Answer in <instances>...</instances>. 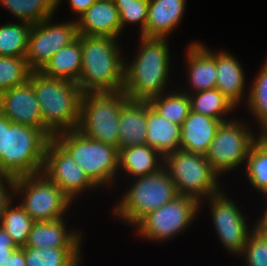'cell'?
<instances>
[{"instance_id": "obj_1", "label": "cell", "mask_w": 267, "mask_h": 266, "mask_svg": "<svg viewBox=\"0 0 267 266\" xmlns=\"http://www.w3.org/2000/svg\"><path fill=\"white\" fill-rule=\"evenodd\" d=\"M34 89L42 116L43 130L53 138L77 129L83 92L78 83L33 71L28 80Z\"/></svg>"}, {"instance_id": "obj_2", "label": "cell", "mask_w": 267, "mask_h": 266, "mask_svg": "<svg viewBox=\"0 0 267 266\" xmlns=\"http://www.w3.org/2000/svg\"><path fill=\"white\" fill-rule=\"evenodd\" d=\"M117 40L81 35L82 67L78 86L83 93L123 91L125 64Z\"/></svg>"}, {"instance_id": "obj_3", "label": "cell", "mask_w": 267, "mask_h": 266, "mask_svg": "<svg viewBox=\"0 0 267 266\" xmlns=\"http://www.w3.org/2000/svg\"><path fill=\"white\" fill-rule=\"evenodd\" d=\"M140 37L141 49L132 64L125 65L123 92L129 100L149 101L165 93L170 71L168 40Z\"/></svg>"}, {"instance_id": "obj_4", "label": "cell", "mask_w": 267, "mask_h": 266, "mask_svg": "<svg viewBox=\"0 0 267 266\" xmlns=\"http://www.w3.org/2000/svg\"><path fill=\"white\" fill-rule=\"evenodd\" d=\"M51 139L43 129L12 123L6 129L0 174L18 178L43 172L46 148Z\"/></svg>"}, {"instance_id": "obj_5", "label": "cell", "mask_w": 267, "mask_h": 266, "mask_svg": "<svg viewBox=\"0 0 267 266\" xmlns=\"http://www.w3.org/2000/svg\"><path fill=\"white\" fill-rule=\"evenodd\" d=\"M53 138L71 155L97 187L113 183L119 169L117 147L90 139L77 129L60 132Z\"/></svg>"}, {"instance_id": "obj_6", "label": "cell", "mask_w": 267, "mask_h": 266, "mask_svg": "<svg viewBox=\"0 0 267 266\" xmlns=\"http://www.w3.org/2000/svg\"><path fill=\"white\" fill-rule=\"evenodd\" d=\"M127 99L123 91L83 93L77 130L90 139L117 147L119 114Z\"/></svg>"}, {"instance_id": "obj_7", "label": "cell", "mask_w": 267, "mask_h": 266, "mask_svg": "<svg viewBox=\"0 0 267 266\" xmlns=\"http://www.w3.org/2000/svg\"><path fill=\"white\" fill-rule=\"evenodd\" d=\"M163 159V168L175 183L178 195L192 197L200 204L205 197L208 199L220 192L219 175L205 156L179 149Z\"/></svg>"}, {"instance_id": "obj_8", "label": "cell", "mask_w": 267, "mask_h": 266, "mask_svg": "<svg viewBox=\"0 0 267 266\" xmlns=\"http://www.w3.org/2000/svg\"><path fill=\"white\" fill-rule=\"evenodd\" d=\"M135 179L137 181H134L114 210L116 216L131 226L178 195L175 183L164 168L155 174Z\"/></svg>"}, {"instance_id": "obj_9", "label": "cell", "mask_w": 267, "mask_h": 266, "mask_svg": "<svg viewBox=\"0 0 267 266\" xmlns=\"http://www.w3.org/2000/svg\"><path fill=\"white\" fill-rule=\"evenodd\" d=\"M24 194L23 209L34 222L63 218L72 201L44 172L17 178L15 194Z\"/></svg>"}, {"instance_id": "obj_10", "label": "cell", "mask_w": 267, "mask_h": 266, "mask_svg": "<svg viewBox=\"0 0 267 266\" xmlns=\"http://www.w3.org/2000/svg\"><path fill=\"white\" fill-rule=\"evenodd\" d=\"M200 205L192 197L177 195L159 209L146 214L133 226L145 239L164 241L188 228Z\"/></svg>"}, {"instance_id": "obj_11", "label": "cell", "mask_w": 267, "mask_h": 266, "mask_svg": "<svg viewBox=\"0 0 267 266\" xmlns=\"http://www.w3.org/2000/svg\"><path fill=\"white\" fill-rule=\"evenodd\" d=\"M245 122L236 120L222 122L207 150L205 159L220 176L240 166L248 157L252 144L257 140Z\"/></svg>"}, {"instance_id": "obj_12", "label": "cell", "mask_w": 267, "mask_h": 266, "mask_svg": "<svg viewBox=\"0 0 267 266\" xmlns=\"http://www.w3.org/2000/svg\"><path fill=\"white\" fill-rule=\"evenodd\" d=\"M50 20L31 26L25 58L32 72L41 71L59 49L78 37L76 21L51 24Z\"/></svg>"}, {"instance_id": "obj_13", "label": "cell", "mask_w": 267, "mask_h": 266, "mask_svg": "<svg viewBox=\"0 0 267 266\" xmlns=\"http://www.w3.org/2000/svg\"><path fill=\"white\" fill-rule=\"evenodd\" d=\"M43 172L71 201L85 189L97 187L54 138L48 142L46 148Z\"/></svg>"}, {"instance_id": "obj_14", "label": "cell", "mask_w": 267, "mask_h": 266, "mask_svg": "<svg viewBox=\"0 0 267 266\" xmlns=\"http://www.w3.org/2000/svg\"><path fill=\"white\" fill-rule=\"evenodd\" d=\"M207 200L210 201L211 217L219 240L232 254H241L253 231L247 228L246 219L238 206L221 191L211 195Z\"/></svg>"}, {"instance_id": "obj_15", "label": "cell", "mask_w": 267, "mask_h": 266, "mask_svg": "<svg viewBox=\"0 0 267 266\" xmlns=\"http://www.w3.org/2000/svg\"><path fill=\"white\" fill-rule=\"evenodd\" d=\"M0 112L12 123L43 129L39 103L29 81L0 94Z\"/></svg>"}, {"instance_id": "obj_16", "label": "cell", "mask_w": 267, "mask_h": 266, "mask_svg": "<svg viewBox=\"0 0 267 266\" xmlns=\"http://www.w3.org/2000/svg\"><path fill=\"white\" fill-rule=\"evenodd\" d=\"M77 20L78 35L117 39L122 30L114 2L97 0Z\"/></svg>"}, {"instance_id": "obj_17", "label": "cell", "mask_w": 267, "mask_h": 266, "mask_svg": "<svg viewBox=\"0 0 267 266\" xmlns=\"http://www.w3.org/2000/svg\"><path fill=\"white\" fill-rule=\"evenodd\" d=\"M221 124V120L190 110L181 125L180 149L205 156Z\"/></svg>"}, {"instance_id": "obj_18", "label": "cell", "mask_w": 267, "mask_h": 266, "mask_svg": "<svg viewBox=\"0 0 267 266\" xmlns=\"http://www.w3.org/2000/svg\"><path fill=\"white\" fill-rule=\"evenodd\" d=\"M118 150L146 144L147 101L129 100L119 114Z\"/></svg>"}, {"instance_id": "obj_19", "label": "cell", "mask_w": 267, "mask_h": 266, "mask_svg": "<svg viewBox=\"0 0 267 266\" xmlns=\"http://www.w3.org/2000/svg\"><path fill=\"white\" fill-rule=\"evenodd\" d=\"M63 218L34 222L24 247L31 248H80L81 235L73 230L67 231Z\"/></svg>"}, {"instance_id": "obj_20", "label": "cell", "mask_w": 267, "mask_h": 266, "mask_svg": "<svg viewBox=\"0 0 267 266\" xmlns=\"http://www.w3.org/2000/svg\"><path fill=\"white\" fill-rule=\"evenodd\" d=\"M188 81L195 93L216 88V53L200 42H193L187 50Z\"/></svg>"}, {"instance_id": "obj_21", "label": "cell", "mask_w": 267, "mask_h": 266, "mask_svg": "<svg viewBox=\"0 0 267 266\" xmlns=\"http://www.w3.org/2000/svg\"><path fill=\"white\" fill-rule=\"evenodd\" d=\"M186 0H149L146 38H167L184 13Z\"/></svg>"}, {"instance_id": "obj_22", "label": "cell", "mask_w": 267, "mask_h": 266, "mask_svg": "<svg viewBox=\"0 0 267 266\" xmlns=\"http://www.w3.org/2000/svg\"><path fill=\"white\" fill-rule=\"evenodd\" d=\"M146 144L163 157L180 149L181 126L161 116L147 101Z\"/></svg>"}, {"instance_id": "obj_23", "label": "cell", "mask_w": 267, "mask_h": 266, "mask_svg": "<svg viewBox=\"0 0 267 266\" xmlns=\"http://www.w3.org/2000/svg\"><path fill=\"white\" fill-rule=\"evenodd\" d=\"M216 88L235 106L244 97L245 76L237 58L227 51L216 52Z\"/></svg>"}, {"instance_id": "obj_24", "label": "cell", "mask_w": 267, "mask_h": 266, "mask_svg": "<svg viewBox=\"0 0 267 266\" xmlns=\"http://www.w3.org/2000/svg\"><path fill=\"white\" fill-rule=\"evenodd\" d=\"M163 158L156 149L147 144L125 147L119 150L118 168H122L133 178L152 175L163 169Z\"/></svg>"}, {"instance_id": "obj_25", "label": "cell", "mask_w": 267, "mask_h": 266, "mask_svg": "<svg viewBox=\"0 0 267 266\" xmlns=\"http://www.w3.org/2000/svg\"><path fill=\"white\" fill-rule=\"evenodd\" d=\"M81 35L59 49L40 71L51 78L78 83L82 67Z\"/></svg>"}, {"instance_id": "obj_26", "label": "cell", "mask_w": 267, "mask_h": 266, "mask_svg": "<svg viewBox=\"0 0 267 266\" xmlns=\"http://www.w3.org/2000/svg\"><path fill=\"white\" fill-rule=\"evenodd\" d=\"M80 249L25 247L26 266H79Z\"/></svg>"}, {"instance_id": "obj_27", "label": "cell", "mask_w": 267, "mask_h": 266, "mask_svg": "<svg viewBox=\"0 0 267 266\" xmlns=\"http://www.w3.org/2000/svg\"><path fill=\"white\" fill-rule=\"evenodd\" d=\"M2 6L20 20L31 25L52 18L57 0H0Z\"/></svg>"}, {"instance_id": "obj_28", "label": "cell", "mask_w": 267, "mask_h": 266, "mask_svg": "<svg viewBox=\"0 0 267 266\" xmlns=\"http://www.w3.org/2000/svg\"><path fill=\"white\" fill-rule=\"evenodd\" d=\"M245 161L249 183L259 192H267V135H258Z\"/></svg>"}, {"instance_id": "obj_29", "label": "cell", "mask_w": 267, "mask_h": 266, "mask_svg": "<svg viewBox=\"0 0 267 266\" xmlns=\"http://www.w3.org/2000/svg\"><path fill=\"white\" fill-rule=\"evenodd\" d=\"M188 94L191 101V110L221 120L222 122L229 121L226 120L225 116L236 107L217 88L193 93V95Z\"/></svg>"}, {"instance_id": "obj_30", "label": "cell", "mask_w": 267, "mask_h": 266, "mask_svg": "<svg viewBox=\"0 0 267 266\" xmlns=\"http://www.w3.org/2000/svg\"><path fill=\"white\" fill-rule=\"evenodd\" d=\"M188 93L187 91L185 93L177 91V93L173 92L170 95L163 93L153 97L148 102L165 119L181 126L191 110Z\"/></svg>"}, {"instance_id": "obj_31", "label": "cell", "mask_w": 267, "mask_h": 266, "mask_svg": "<svg viewBox=\"0 0 267 266\" xmlns=\"http://www.w3.org/2000/svg\"><path fill=\"white\" fill-rule=\"evenodd\" d=\"M31 26L26 22L0 26V56L25 57Z\"/></svg>"}, {"instance_id": "obj_32", "label": "cell", "mask_w": 267, "mask_h": 266, "mask_svg": "<svg viewBox=\"0 0 267 266\" xmlns=\"http://www.w3.org/2000/svg\"><path fill=\"white\" fill-rule=\"evenodd\" d=\"M250 88L247 106L260 124V135H267V60Z\"/></svg>"}, {"instance_id": "obj_33", "label": "cell", "mask_w": 267, "mask_h": 266, "mask_svg": "<svg viewBox=\"0 0 267 266\" xmlns=\"http://www.w3.org/2000/svg\"><path fill=\"white\" fill-rule=\"evenodd\" d=\"M12 205L11 203L7 207L2 216L1 226L18 247H24L34 220L21 205H17L16 207Z\"/></svg>"}, {"instance_id": "obj_34", "label": "cell", "mask_w": 267, "mask_h": 266, "mask_svg": "<svg viewBox=\"0 0 267 266\" xmlns=\"http://www.w3.org/2000/svg\"><path fill=\"white\" fill-rule=\"evenodd\" d=\"M31 72L25 57L0 56V94L26 83Z\"/></svg>"}, {"instance_id": "obj_35", "label": "cell", "mask_w": 267, "mask_h": 266, "mask_svg": "<svg viewBox=\"0 0 267 266\" xmlns=\"http://www.w3.org/2000/svg\"><path fill=\"white\" fill-rule=\"evenodd\" d=\"M114 3L120 16L121 29L127 23H140V36L145 37L149 0H116Z\"/></svg>"}, {"instance_id": "obj_36", "label": "cell", "mask_w": 267, "mask_h": 266, "mask_svg": "<svg viewBox=\"0 0 267 266\" xmlns=\"http://www.w3.org/2000/svg\"><path fill=\"white\" fill-rule=\"evenodd\" d=\"M244 254L247 266H267V243L253 229L241 252Z\"/></svg>"}, {"instance_id": "obj_37", "label": "cell", "mask_w": 267, "mask_h": 266, "mask_svg": "<svg viewBox=\"0 0 267 266\" xmlns=\"http://www.w3.org/2000/svg\"><path fill=\"white\" fill-rule=\"evenodd\" d=\"M16 182H17L16 177H13L7 174H0V225H1L2 216L4 215L7 207L12 203V200H13L12 196L16 195L14 194ZM5 184H7L8 187L12 190L11 192H8L9 189L6 190V188L8 187Z\"/></svg>"}, {"instance_id": "obj_38", "label": "cell", "mask_w": 267, "mask_h": 266, "mask_svg": "<svg viewBox=\"0 0 267 266\" xmlns=\"http://www.w3.org/2000/svg\"><path fill=\"white\" fill-rule=\"evenodd\" d=\"M5 266H26L25 247H18L8 256Z\"/></svg>"}, {"instance_id": "obj_39", "label": "cell", "mask_w": 267, "mask_h": 266, "mask_svg": "<svg viewBox=\"0 0 267 266\" xmlns=\"http://www.w3.org/2000/svg\"><path fill=\"white\" fill-rule=\"evenodd\" d=\"M62 0H57V7ZM97 0H69V6L74 10L77 15H82L88 10Z\"/></svg>"}, {"instance_id": "obj_40", "label": "cell", "mask_w": 267, "mask_h": 266, "mask_svg": "<svg viewBox=\"0 0 267 266\" xmlns=\"http://www.w3.org/2000/svg\"><path fill=\"white\" fill-rule=\"evenodd\" d=\"M18 246L0 225V252H13Z\"/></svg>"}, {"instance_id": "obj_41", "label": "cell", "mask_w": 267, "mask_h": 266, "mask_svg": "<svg viewBox=\"0 0 267 266\" xmlns=\"http://www.w3.org/2000/svg\"><path fill=\"white\" fill-rule=\"evenodd\" d=\"M11 124L12 122L0 112V157L2 152H5L6 129H9Z\"/></svg>"}, {"instance_id": "obj_42", "label": "cell", "mask_w": 267, "mask_h": 266, "mask_svg": "<svg viewBox=\"0 0 267 266\" xmlns=\"http://www.w3.org/2000/svg\"><path fill=\"white\" fill-rule=\"evenodd\" d=\"M254 230L264 239L267 243V224L264 221H258Z\"/></svg>"}, {"instance_id": "obj_43", "label": "cell", "mask_w": 267, "mask_h": 266, "mask_svg": "<svg viewBox=\"0 0 267 266\" xmlns=\"http://www.w3.org/2000/svg\"><path fill=\"white\" fill-rule=\"evenodd\" d=\"M13 252H0V266H5L8 261V256Z\"/></svg>"}, {"instance_id": "obj_44", "label": "cell", "mask_w": 267, "mask_h": 266, "mask_svg": "<svg viewBox=\"0 0 267 266\" xmlns=\"http://www.w3.org/2000/svg\"><path fill=\"white\" fill-rule=\"evenodd\" d=\"M264 194L267 195V192ZM258 221H264L267 224V208H266L265 213H263V216L261 218H259Z\"/></svg>"}, {"instance_id": "obj_45", "label": "cell", "mask_w": 267, "mask_h": 266, "mask_svg": "<svg viewBox=\"0 0 267 266\" xmlns=\"http://www.w3.org/2000/svg\"><path fill=\"white\" fill-rule=\"evenodd\" d=\"M103 1H107V2H115L116 0H103Z\"/></svg>"}]
</instances>
